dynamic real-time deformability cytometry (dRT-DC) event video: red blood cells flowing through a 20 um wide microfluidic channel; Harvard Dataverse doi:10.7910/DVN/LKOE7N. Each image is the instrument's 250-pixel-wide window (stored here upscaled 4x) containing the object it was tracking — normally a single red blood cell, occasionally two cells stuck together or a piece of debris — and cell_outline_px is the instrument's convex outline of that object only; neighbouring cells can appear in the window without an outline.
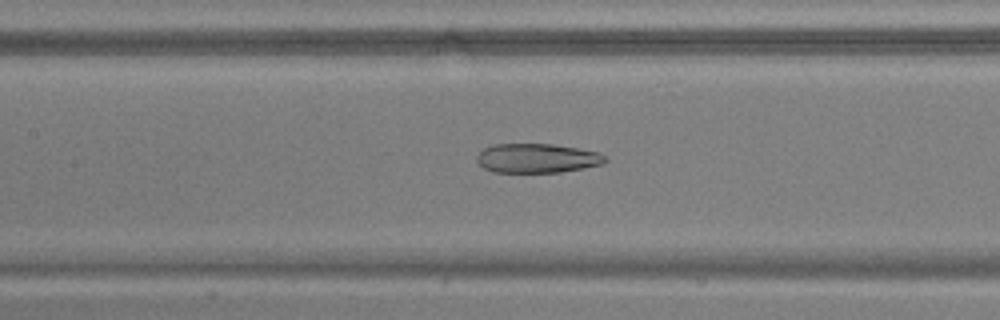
{"species": "common noctule bat (a hibernating species)", "species_latin": "Nyctalus noctula", "temperature_condition": "warm", "stored_images_in_passage": 46, "camera_frame_rate_fps": 3000, "um_per_image_px": 0.085, "animal": {"sex": "male", "body_mass_g": 17.9, "forearm_length_mm": 54.2}, "frame": {"image": 1, "passage_image": 18, "time_ms": 5.667, "image_size_px": [1000, 320], "cell_outline_px": [[608, 160], [600, 164], [584, 168], [560, 172], [492, 172], [484, 168], [476, 160], [476, 156], [484, 148], [492, 144], [552, 144], [600, 152]], "centroid_in_image_um": [45.63, 13.45], "position_along_channel_um": 161.8, "area_um2": 21.85}}
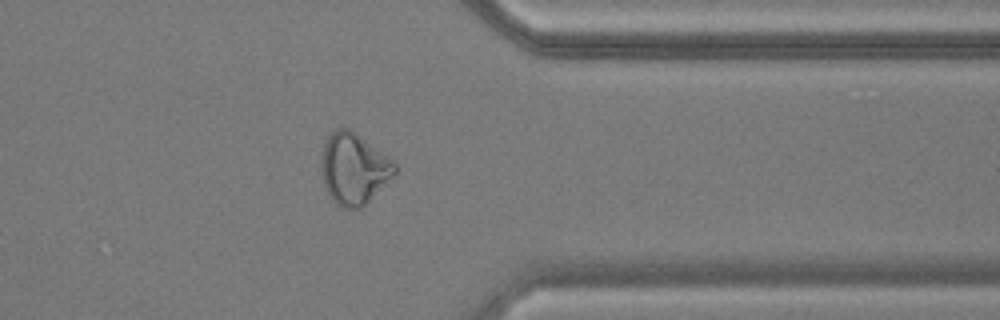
{"frame": {"image": 2, "passage_image": 36, "time_ms": 11.667, "image_size_px": [1000, 320], "cell_outline_px": [[396, 172], [360, 208], [344, 208], [336, 204], [332, 200], [324, 184], [324, 144], [328, 136], [336, 128], [348, 128], [392, 160], [396, 164]], "centroid_in_image_um": [30.08, 14.34], "position_along_channel_um": 381.3, "area_um2": 29.07}}
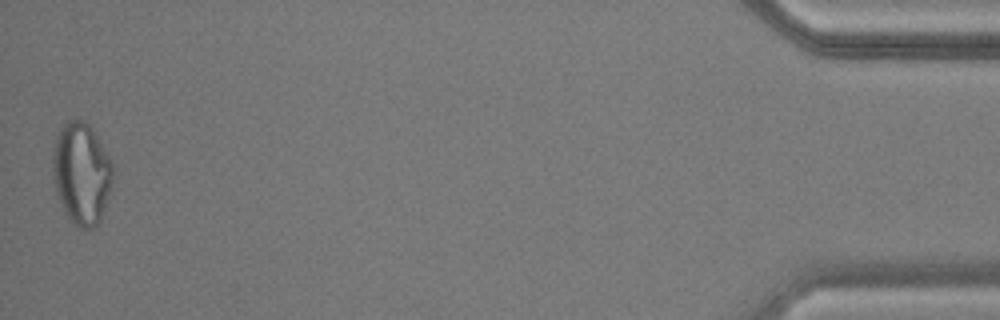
{"frame": {"image": 3, "passage_image": 46, "time_ms": 15.0, "image_size_px": [1000, 320], "cell_outline_px": [[112, 180], [108, 200], [100, 220], [92, 228], [80, 228], [72, 224], [56, 192], [52, 172], [52, 152], [56, 136], [60, 128], [68, 120], [84, 120], [92, 128], [108, 156], [112, 164]], "centroid_in_image_um": [6.91, 14.73], "position_along_channel_um": 428.3, "area_um2": 35.49}, "authors_computed_cell_mechanics": {"area_um2": 28.5243, "velocity_mm_per_s": 3.7777, "shape_relaxation_time_tau1_ms": null, "shape_relaxation_time_tau2_ms": 1.7598, "deformation_change_tau1": null, "deformation_change_tau2": 0.0887}}